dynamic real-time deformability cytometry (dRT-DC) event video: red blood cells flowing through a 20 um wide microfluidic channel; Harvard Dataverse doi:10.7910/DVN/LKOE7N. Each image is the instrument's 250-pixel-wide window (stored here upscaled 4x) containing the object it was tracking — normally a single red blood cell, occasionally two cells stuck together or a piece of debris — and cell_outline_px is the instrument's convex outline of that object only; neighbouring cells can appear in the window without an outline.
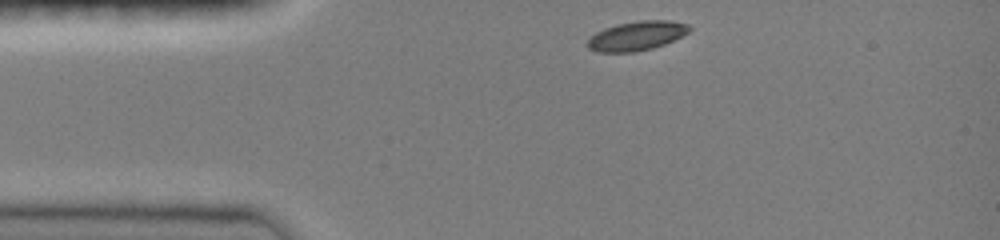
{"species": "common noctule bat (a hibernating species)", "species_latin": "Nyctalus noctula", "temperature_condition": "room temperature", "stored_images_in_passage": 34, "camera_frame_rate_fps": 3000, "um_per_image_px": 0.085, "animal": {"sex": "female", "body_mass_g": 19.0, "forearm_length_mm": 51.5}, "frame": {"image": 1, "passage_image": 1, "time_ms": 0.0, "image_size_px": [1000, 240], "cell_outline_px": [[692, 28], [688, 32], [664, 44], [652, 48], [636, 52], [596, 52], [588, 48], [584, 44], [596, 32], [604, 28], [616, 24], [640, 20], [668, 20], [688, 24]], "centroid_in_image_um": [54.08, 3.05], "position_along_channel_um": 30.9, "area_um2": 17.4}}
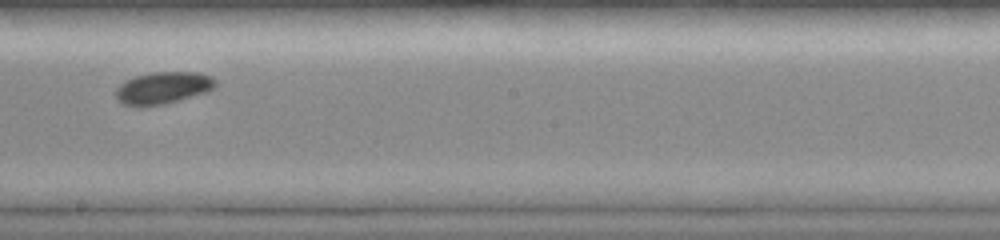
{"frame": {"image": 2, "passage_image": 19, "time_ms": 6.0, "image_size_px": [1000, 240], "cell_outline_px": [[216, 88], [208, 92], [164, 104], [136, 108], [120, 104], [116, 100], [116, 88], [120, 84], [136, 76], [152, 72], [200, 72], [212, 76], [216, 80]], "centroid_in_image_um": [13.85, 7.49], "position_along_channel_um": 234.3, "area_um2": 19.07}}
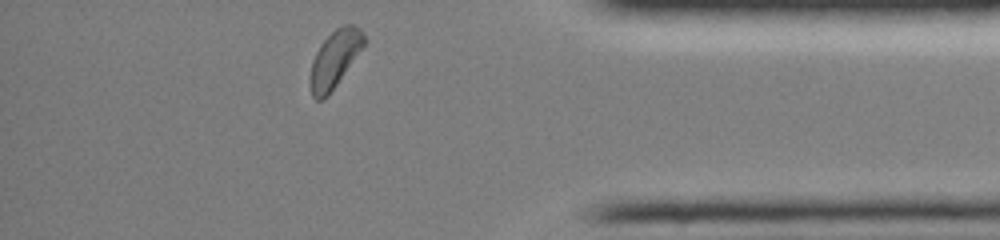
{"frame": {"image": 3, "passage_image": 33, "time_ms": 10.667, "image_size_px": [1000, 240], "cell_outline_px": [[368, 40], [328, 96], [324, 100], [316, 100], [312, 96], [308, 80], [312, 60], [320, 44], [336, 28], [344, 24], [352, 24], [360, 28]], "centroid_in_image_um": [28.44, 5.02], "position_along_channel_um": 406.8, "area_um2": 18.09}, "authors_computed_cell_mechanics": {"area_um2": 17.8891, "velocity_mm_per_s": 4.0125, "shape_relaxation_time_tau1_ms": 1.4651, "shape_relaxation_time_tau2_ms": null, "deformation_change_tau1": 0.0578, "deformation_change_tau2": null}}